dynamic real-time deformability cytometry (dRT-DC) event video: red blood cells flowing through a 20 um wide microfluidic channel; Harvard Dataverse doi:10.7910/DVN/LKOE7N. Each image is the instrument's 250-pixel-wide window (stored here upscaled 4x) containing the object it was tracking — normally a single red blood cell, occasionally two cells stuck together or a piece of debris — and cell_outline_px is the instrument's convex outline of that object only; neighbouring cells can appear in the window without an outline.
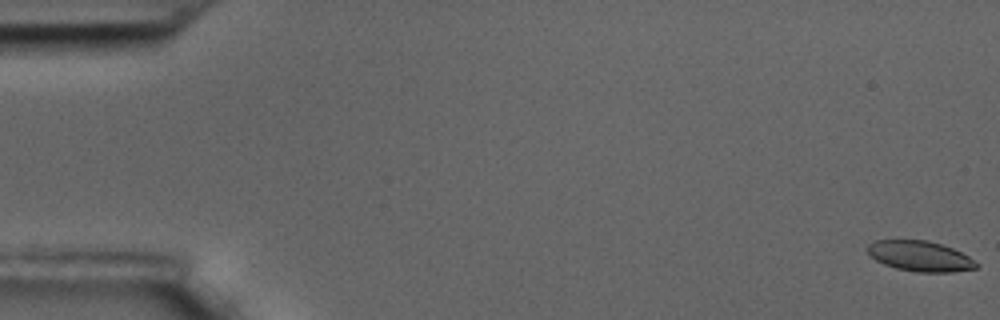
{"species": "common noctule bat (a hibernating species)", "species_latin": "Nyctalus noctula", "temperature_condition": "room temperature", "stored_images_in_passage": 60, "camera_frame_rate_fps": 3000, "um_per_image_px": 0.085, "animal": {"sex": "male", "body_mass_g": 17.5, "forearm_length_mm": 52.3}, "frame": {"image": 1, "passage_image": 1, "time_ms": 0.0, "image_size_px": [1000, 320], "cell_outline_px": [[980, 264], [976, 268], [952, 272], [916, 272], [896, 268], [884, 264], [876, 260], [868, 252], [868, 244], [872, 240], [928, 240], [952, 248], [968, 256]], "centroid_in_image_um": [78.2, 21.77], "position_along_channel_um": 6.8, "area_um2": 19.19}}
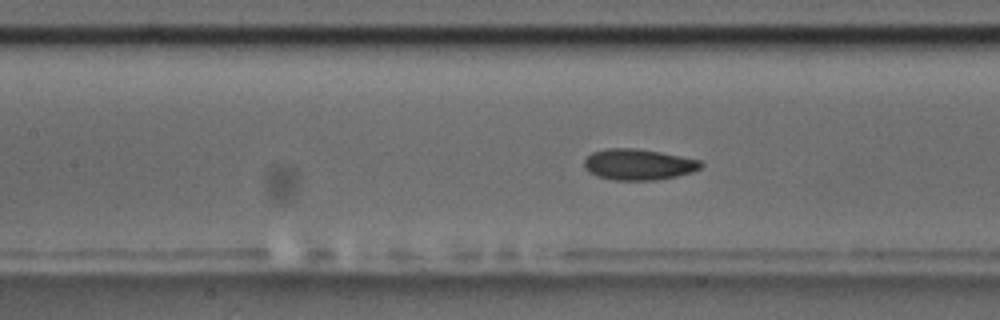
{"frame": {"image": 2, "passage_image": 27, "time_ms": 8.667, "image_size_px": [1000, 320], "cell_outline_px": [[704, 164], [700, 168], [692, 172], [676, 176], [652, 180], [616, 180], [596, 176], [588, 172], [584, 168], [584, 160], [592, 152], [608, 148], [632, 148], [660, 152], [700, 160]], "centroid_in_image_um": [54.24, 13.98], "position_along_channel_um": 153.2, "area_um2": 20.98}}
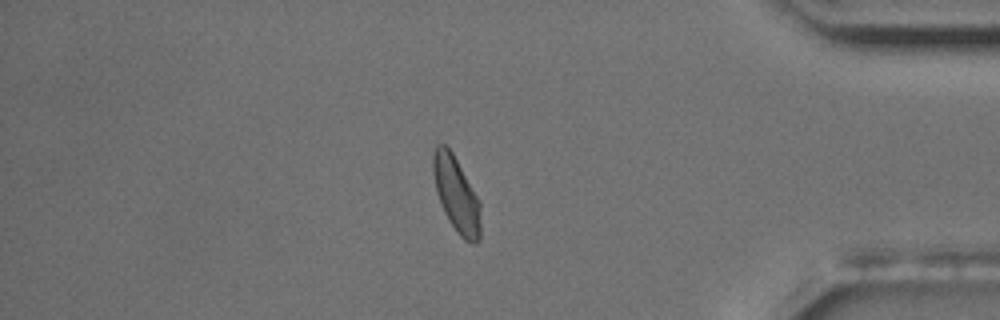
{"frame": {"image": 3, "passage_image": 51, "time_ms": 16.667, "image_size_px": [1000, 320], "cell_outline_px": [[480, 240], [476, 244], [472, 244], [464, 240], [456, 232], [448, 220], [444, 212], [436, 192], [432, 172], [432, 156], [436, 144], [444, 144], [452, 152], [480, 200]], "centroid_in_image_um": [38.78, 16.55], "position_along_channel_um": 396.4, "area_um2": 21.1}, "authors_computed_cell_mechanics": {"area_um2": 20.6346, "velocity_mm_per_s": 3.4355, "shape_relaxation_time_tau1_ms": 5.298, "shape_relaxation_time_tau2_ms": 1.5407, "deformation_change_tau1": 0.1173, "deformation_change_tau2": 0.0685}}